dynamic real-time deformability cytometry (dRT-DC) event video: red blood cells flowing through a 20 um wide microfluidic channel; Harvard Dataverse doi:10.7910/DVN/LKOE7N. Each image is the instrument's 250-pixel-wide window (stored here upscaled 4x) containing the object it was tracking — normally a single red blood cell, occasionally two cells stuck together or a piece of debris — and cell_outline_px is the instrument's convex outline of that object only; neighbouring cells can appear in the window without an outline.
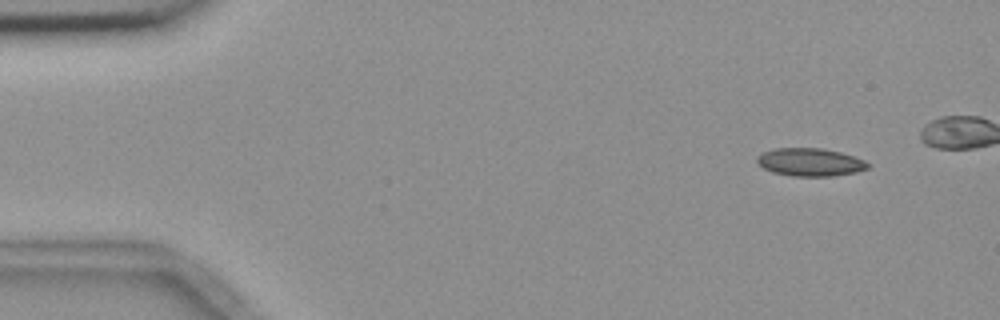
{"species": "common noctule bat (a hibernating species)", "species_latin": "Nyctalus noctula", "temperature_condition": "room temperature", "stored_images_in_passage": 5, "camera_frame_rate_fps": 3000, "um_per_image_px": 0.085, "animal": {"sex": "female", "body_mass_g": 18.4}, "frame": {"image": 1, "passage_image": 1, "time_ms": 0.0, "image_size_px": [1000, 320], "cell_outline_px": [[868, 168], [856, 172], [832, 176], [792, 176], [772, 172], [764, 168], [756, 160], [756, 156], [764, 152], [776, 148], [824, 148], [840, 152], [864, 160], [868, 164]], "centroid_in_image_um": [68.84, 13.78], "position_along_channel_um": 16.2, "area_um2": 17.92}}